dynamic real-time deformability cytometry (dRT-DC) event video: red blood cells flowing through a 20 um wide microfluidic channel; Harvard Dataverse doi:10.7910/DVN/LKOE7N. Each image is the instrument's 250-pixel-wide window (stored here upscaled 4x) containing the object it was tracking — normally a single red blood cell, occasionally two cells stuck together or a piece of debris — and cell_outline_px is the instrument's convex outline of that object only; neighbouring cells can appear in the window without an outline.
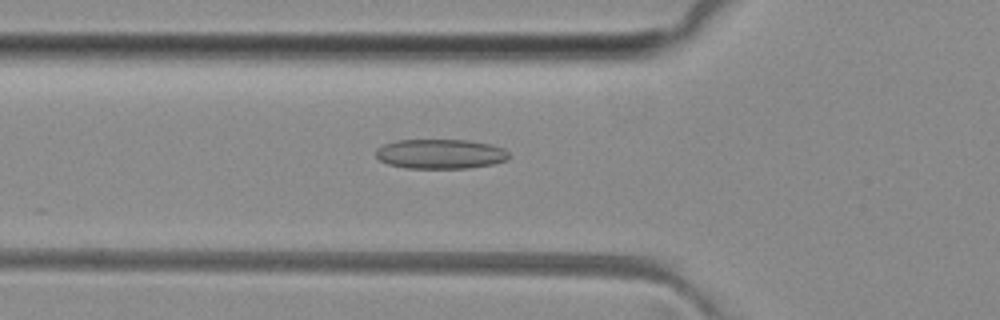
{"species": "common noctule bat (a hibernating species)", "species_latin": "Nyctalus noctula", "temperature_condition": "room temperature", "stored_images_in_passage": 45, "camera_frame_rate_fps": 3000, "um_per_image_px": 0.085, "animal": {"sex": "female", "body_mass_g": 29.2, "forearm_length_mm": 56.3}, "frame": {"image": 1, "passage_image": 12, "time_ms": 3.667, "image_size_px": [1000, 320], "cell_outline_px": [[508, 160], [492, 164], [468, 168], [404, 168], [388, 164], [380, 160], [376, 156], [376, 148], [384, 144], [396, 140], [468, 140], [492, 144], [504, 148], [508, 152]], "centroid_in_image_um": [37.43, 13.08], "position_along_channel_um": 88.4, "area_um2": 23.12}}
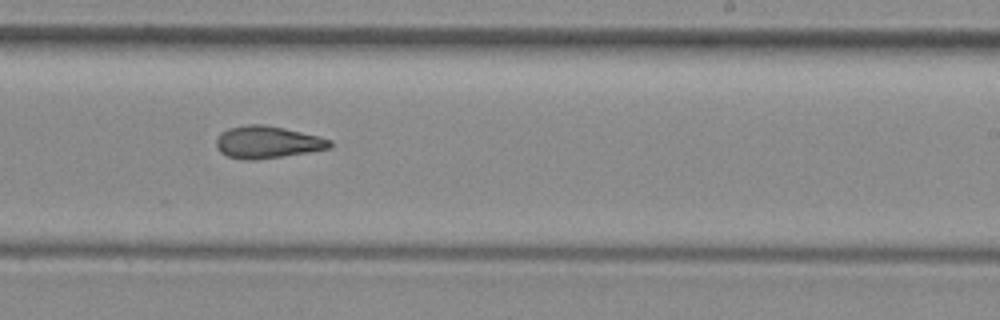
{"frame": {"image": 2, "passage_image": 25, "time_ms": 8.0, "image_size_px": [1000, 320], "cell_outline_px": [[332, 148], [308, 152], [252, 160], [244, 160], [228, 156], [220, 152], [216, 144], [216, 140], [220, 132], [228, 128], [244, 124], [264, 124], [284, 128], [332, 140]], "centroid_in_image_um": [22.69, 12.07], "position_along_channel_um": 266.3, "area_um2": 21.21}}
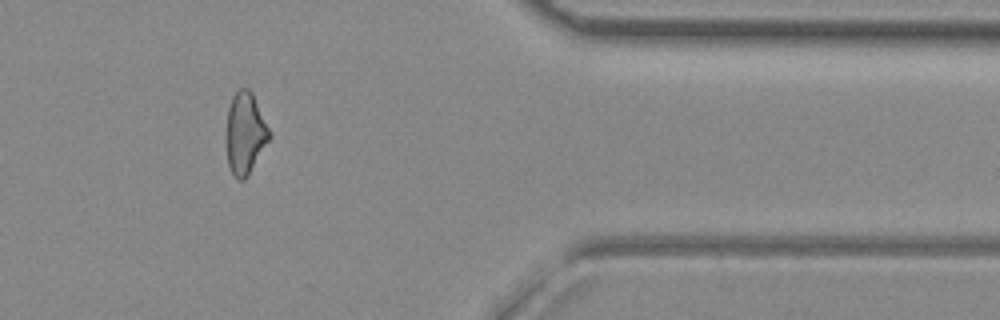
{"frame": {"image": 3, "passage_image": 36, "time_ms": 11.667, "image_size_px": [1000, 320], "cell_outline_px": [[272, 136], [244, 180], [236, 180], [228, 164], [228, 108], [232, 96], [240, 88], [248, 88], [252, 92], [272, 132]], "centroid_in_image_um": [20.88, 11.3], "position_along_channel_um": 390.5, "area_um2": 20.17}, "authors_computed_cell_mechanics": {"area_um2": 21.4438, "velocity_mm_per_s": 4.1037, "shape_relaxation_time_tau1_ms": null, "shape_relaxation_time_tau2_ms": 3.3655, "deformation_change_tau1": null, "deformation_change_tau2": 0.1138}}